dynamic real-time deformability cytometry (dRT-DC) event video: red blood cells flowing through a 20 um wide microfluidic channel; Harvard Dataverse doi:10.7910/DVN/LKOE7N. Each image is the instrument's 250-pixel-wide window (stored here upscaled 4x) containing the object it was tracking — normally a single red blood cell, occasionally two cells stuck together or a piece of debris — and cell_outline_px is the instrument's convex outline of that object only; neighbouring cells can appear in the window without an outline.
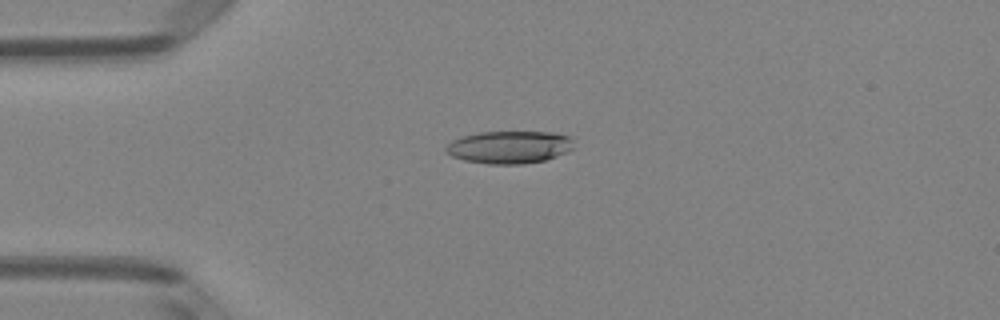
{"species": "Egyptian fruit bat (a non-hibernating species)", "species_latin": "Rousettus aegyptiacus", "temperature_condition": "room temperature", "stored_images_in_passage": 39, "camera_frame_rate_fps": 3000, "um_per_image_px": 0.085, "animal": {"sex": "female"}, "frame": {"image": 1, "passage_image": 1, "time_ms": 0.0, "image_size_px": [1000, 320], "cell_outline_px": [[572, 148], [556, 156], [544, 160], [524, 164], [488, 164], [464, 160], [452, 156], [444, 152], [444, 148], [452, 140], [460, 136], [480, 132], [556, 132], [572, 136]], "centroid_in_image_um": [43.26, 12.5], "position_along_channel_um": 41.7, "area_um2": 24.39}}
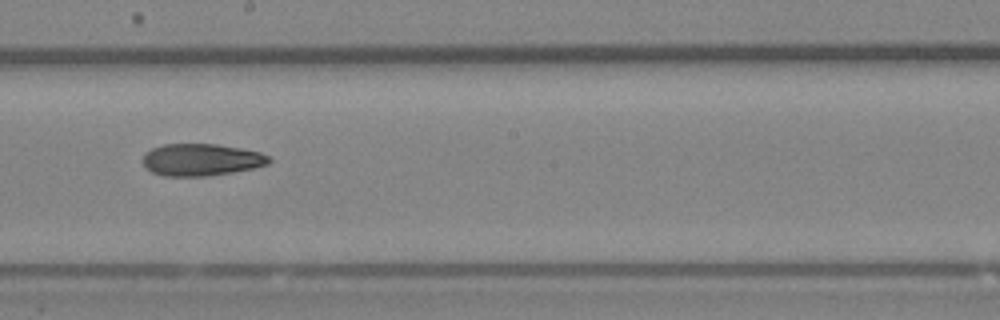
{"frame": {"image": 2, "passage_image": 17, "time_ms": 5.333, "image_size_px": [1000, 320], "cell_outline_px": [[272, 160], [268, 164], [252, 168], [232, 172], [204, 176], [164, 176], [152, 172], [144, 168], [144, 152], [152, 148], [164, 144], [216, 144], [240, 148], [260, 152], [268, 156]], "centroid_in_image_um": [17.08, 13.57], "position_along_channel_um": 231.1, "area_um2": 23.52}}
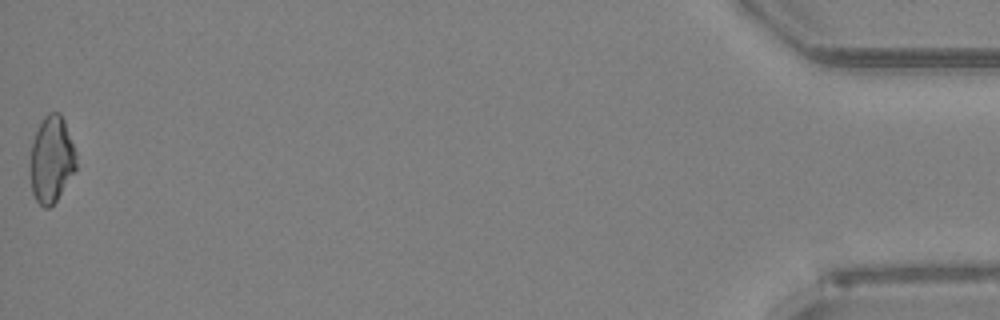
{"frame": {"image": 3, "passage_image": 39, "time_ms": 12.667, "image_size_px": [1000, 320], "cell_outline_px": [[76, 168], [56, 200], [48, 208], [44, 208], [36, 200], [32, 192], [28, 164], [32, 144], [40, 120], [48, 112], [60, 112], [64, 120], [76, 152]], "centroid_in_image_um": [4.34, 13.53], "position_along_channel_um": 430.9, "area_um2": 23.35}, "authors_computed_cell_mechanics": {"area_um2": 23.5824, "velocity_mm_per_s": 4.0258, "shape_relaxation_time_tau1_ms": null, "shape_relaxation_time_tau2_ms": 9.4381, "deformation_change_tau1": null, "deformation_change_tau2": 0.2313}}